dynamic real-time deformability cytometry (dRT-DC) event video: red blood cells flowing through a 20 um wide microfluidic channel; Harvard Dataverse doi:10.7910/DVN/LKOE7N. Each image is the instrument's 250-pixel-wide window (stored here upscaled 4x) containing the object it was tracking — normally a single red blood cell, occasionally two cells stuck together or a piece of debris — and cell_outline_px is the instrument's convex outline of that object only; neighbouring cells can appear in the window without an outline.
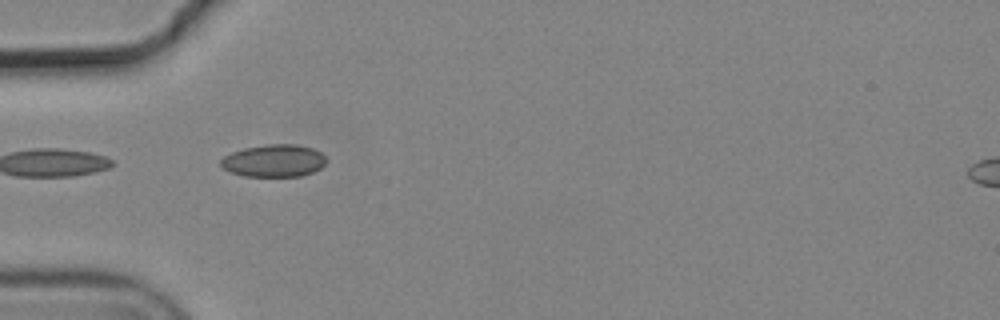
{"species": "common noctule bat (a hibernating species)", "species_latin": "Nyctalus noctula", "temperature_condition": "cold", "stored_images_in_passage": 7, "camera_frame_rate_fps": 3000, "um_per_image_px": 0.085, "animal": {"sex": "male", "body_mass_g": 19.2, "forearm_length_mm": 51.8}, "frame": {"image": 1, "passage_image": 6, "time_ms": 1.667, "image_size_px": [1000, 320], "cell_outline_px": [[324, 164], [320, 168], [312, 172], [300, 176], [244, 176], [228, 172], [220, 164], [220, 160], [224, 156], [232, 152], [244, 148], [268, 144], [296, 144], [312, 148], [320, 152], [324, 156]], "centroid_in_image_um": [23.24, 13.66], "position_along_channel_um": 61.8, "area_um2": 19.83}}
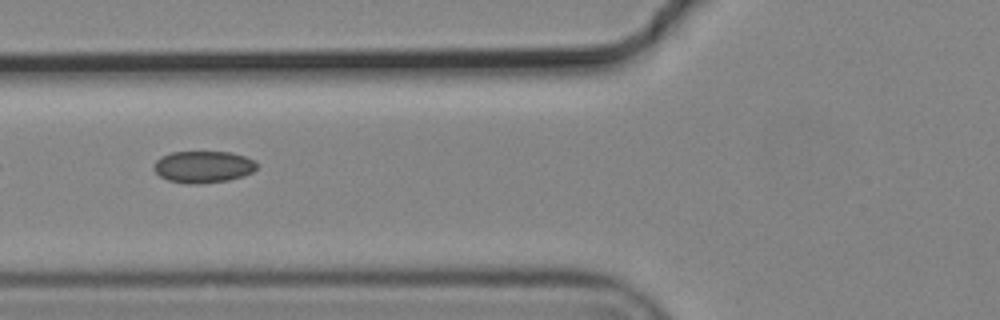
{"frame": {"image": 2, "passage_image": 7, "time_ms": 2.0, "image_size_px": [1000, 320], "cell_outline_px": [[256, 168], [252, 172], [244, 176], [228, 180], [200, 184], [188, 184], [168, 180], [160, 176], [152, 168], [156, 160], [160, 156], [172, 152], [232, 152], [244, 156], [252, 160], [256, 164]], "centroid_in_image_um": [17.24, 14.18], "position_along_channel_um": 108.6, "area_um2": 19.13}}